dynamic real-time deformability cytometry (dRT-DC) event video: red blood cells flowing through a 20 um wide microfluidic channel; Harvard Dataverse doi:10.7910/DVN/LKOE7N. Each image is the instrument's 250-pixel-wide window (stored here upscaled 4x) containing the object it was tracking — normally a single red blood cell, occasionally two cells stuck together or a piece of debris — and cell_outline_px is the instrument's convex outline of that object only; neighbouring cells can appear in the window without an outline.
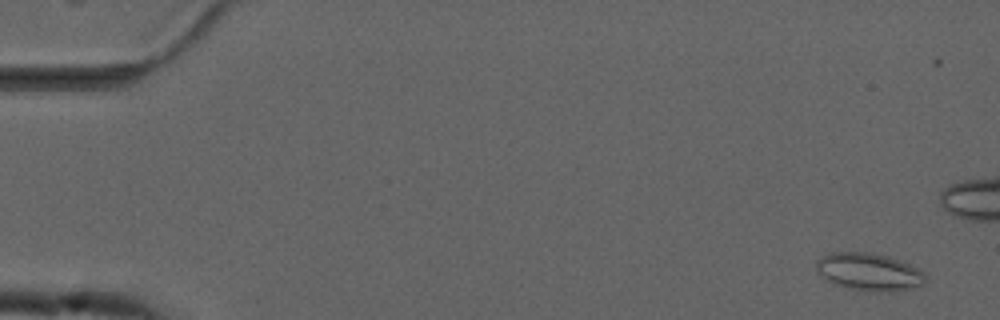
{"species": "common noctule bat (a hibernating species)", "species_latin": "Nyctalus noctula", "temperature_condition": "cold", "stored_images_in_passage": 45, "camera_frame_rate_fps": 3000, "um_per_image_px": 0.085, "animal": {"sex": "male", "forearm_length_mm": 52.5}, "frame": {"image": 1, "passage_image": 3, "time_ms": 0.667, "image_size_px": [1000, 320], "cell_outline_px": [[924, 284], [892, 292], [872, 292], [844, 288], [820, 276], [816, 268], [816, 260], [820, 256], [832, 252], [868, 252], [888, 256], [908, 264], [924, 272]], "centroid_in_image_um": [73.81, 23.11], "position_along_channel_um": 11.2, "area_um2": 23.93}}
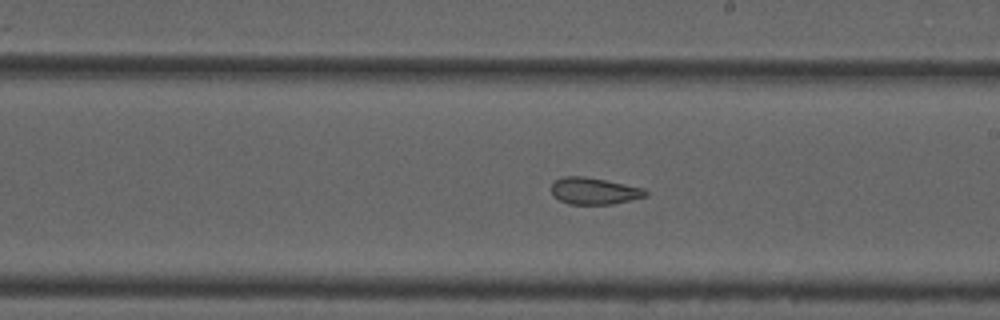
{"frame": {"image": 2, "passage_image": 32, "time_ms": 10.333, "image_size_px": [1000, 320], "cell_outline_px": [[648, 196], [612, 204], [568, 204], [552, 196], [552, 184], [556, 180], [564, 176], [584, 176], [644, 188], [648, 192]], "centroid_in_image_um": [50.5, 16.24], "position_along_channel_um": 238.5, "area_um2": 14.62}}
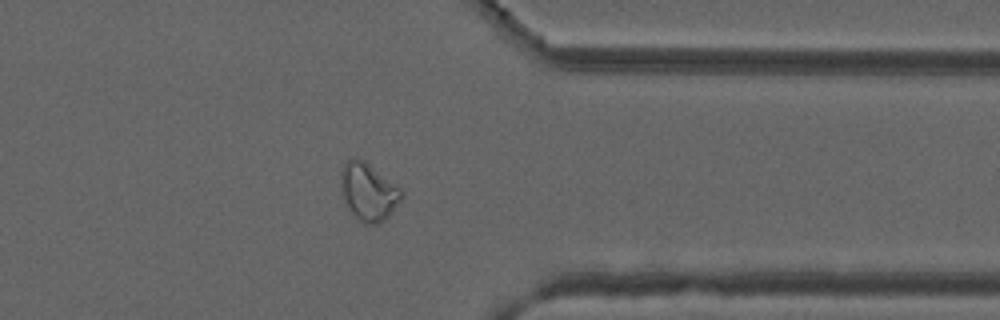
{"frame": {"image": 3, "passage_image": 44, "time_ms": 14.333, "image_size_px": [1000, 320], "cell_outline_px": [[404, 196], [388, 216], [384, 220], [376, 224], [364, 224], [352, 212], [344, 200], [340, 188], [340, 172], [344, 164], [348, 160], [356, 156], [364, 160], [400, 188], [404, 192]], "centroid_in_image_um": [31.3, 16.28], "position_along_channel_um": 380.1, "area_um2": 20.23}}